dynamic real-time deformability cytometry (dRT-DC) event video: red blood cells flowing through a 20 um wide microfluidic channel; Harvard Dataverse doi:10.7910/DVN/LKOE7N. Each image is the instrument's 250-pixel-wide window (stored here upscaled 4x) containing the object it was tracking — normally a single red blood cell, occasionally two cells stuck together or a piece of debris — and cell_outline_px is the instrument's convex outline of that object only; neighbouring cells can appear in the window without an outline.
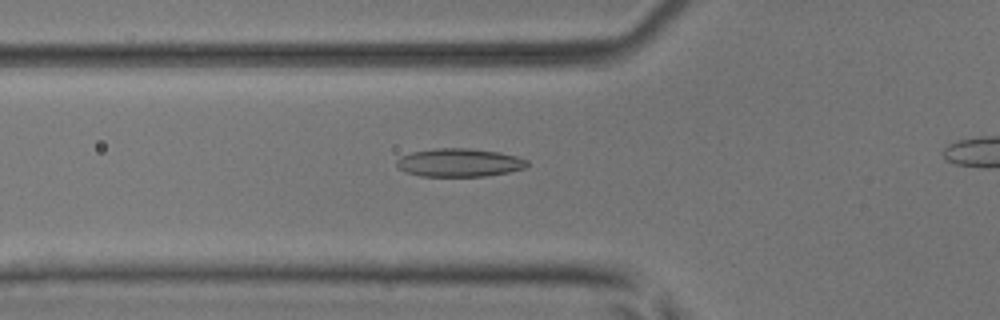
{"species": "common noctule bat (a hibernating species)", "species_latin": "Nyctalus noctula", "temperature_condition": "room temperature", "stored_images_in_passage": 46, "camera_frame_rate_fps": 3000, "um_per_image_px": 0.085, "animal": {"sex": "male", "body_mass_g": 17.9, "forearm_length_mm": 54.2}, "frame": {"image": 1, "passage_image": 18, "time_ms": 5.667, "image_size_px": [1000, 320], "cell_outline_px": [[528, 164], [524, 168], [508, 172], [488, 176], [420, 176], [404, 172], [396, 164], [396, 160], [400, 156], [412, 152], [436, 148], [468, 148], [500, 152], [516, 156], [528, 160]], "centroid_in_image_um": [39.03, 13.82], "position_along_channel_um": 86.8, "area_um2": 21.56}}
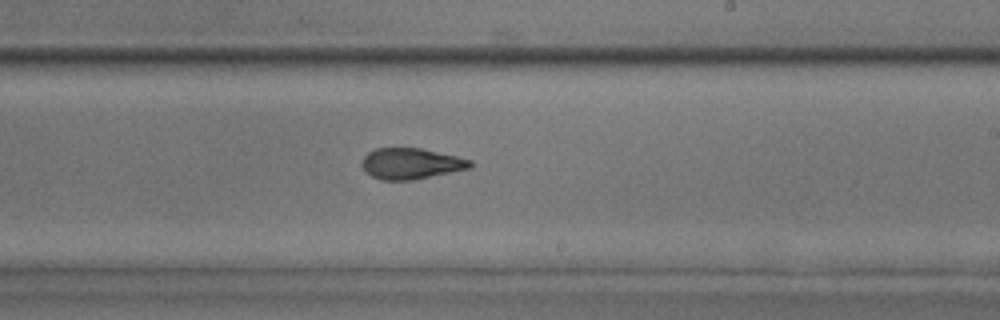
{"frame": {"image": 2, "passage_image": 31, "time_ms": 10.0, "image_size_px": [1000, 320], "cell_outline_px": [[472, 168], [412, 180], [380, 180], [372, 176], [364, 168], [364, 156], [368, 152], [376, 148], [420, 148], [456, 156], [472, 160]], "centroid_in_image_um": [34.97, 13.91], "position_along_channel_um": 254.0, "area_um2": 19.31}}
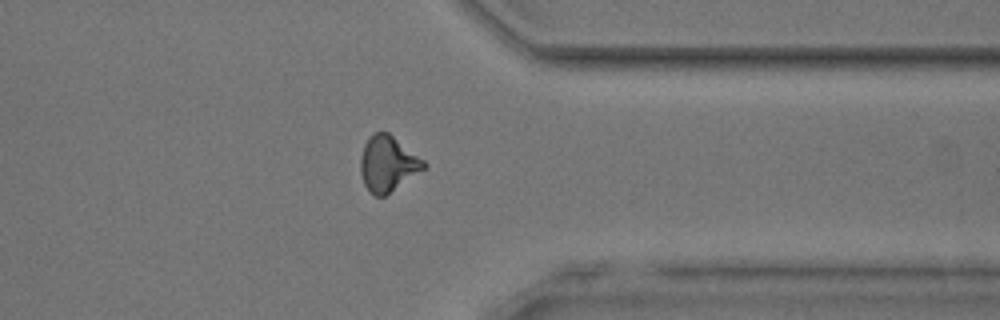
{"frame": {"image": 3, "passage_image": 41, "time_ms": 13.333, "image_size_px": [1000, 320], "cell_outline_px": [[428, 164], [424, 168], [384, 196], [376, 196], [368, 192], [364, 184], [360, 172], [360, 156], [364, 144], [368, 136], [376, 132], [388, 132], [424, 160]], "centroid_in_image_um": [32.92, 13.9], "position_along_channel_um": 378.5, "area_um2": 20.29}, "authors_computed_cell_mechanics": {"area_um2": 20.0277, "velocity_mm_per_s": 3.8659, "shape_relaxation_time_tau1_ms": 7.3485, "shape_relaxation_time_tau2_ms": 1.5179, "deformation_change_tau1": 0.1884, "deformation_change_tau2": 0.0881}}